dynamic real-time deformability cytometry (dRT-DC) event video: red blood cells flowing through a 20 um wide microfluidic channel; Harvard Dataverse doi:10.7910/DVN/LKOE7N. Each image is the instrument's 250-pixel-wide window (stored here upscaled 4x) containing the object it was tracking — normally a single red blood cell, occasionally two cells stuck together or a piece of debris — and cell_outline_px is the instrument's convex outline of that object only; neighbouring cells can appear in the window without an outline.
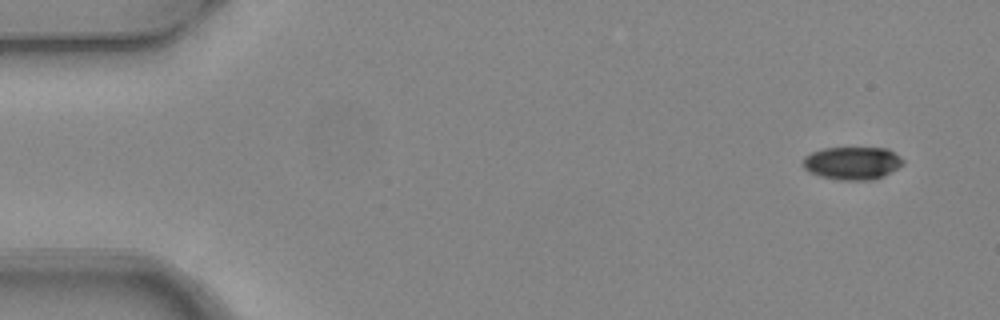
{"species": "common noctule bat (a hibernating species)", "species_latin": "Nyctalus noctula", "temperature_condition": "warm", "stored_images_in_passage": 2, "camera_frame_rate_fps": 3000, "um_per_image_px": 0.085, "animal": {"sex": "female", "body_mass_g": 24.6, "forearm_length_mm": 56.2}, "frame": {"image": 1, "passage_image": 2, "time_ms": 0.333, "image_size_px": [1000, 320], "cell_outline_px": [[904, 164], [872, 180], [840, 180], [820, 176], [808, 172], [804, 168], [804, 156], [812, 152], [824, 148], [888, 148], [900, 156], [904, 160]], "centroid_in_image_um": [72.43, 13.85], "position_along_channel_um": 12.6, "area_um2": 19.02}}